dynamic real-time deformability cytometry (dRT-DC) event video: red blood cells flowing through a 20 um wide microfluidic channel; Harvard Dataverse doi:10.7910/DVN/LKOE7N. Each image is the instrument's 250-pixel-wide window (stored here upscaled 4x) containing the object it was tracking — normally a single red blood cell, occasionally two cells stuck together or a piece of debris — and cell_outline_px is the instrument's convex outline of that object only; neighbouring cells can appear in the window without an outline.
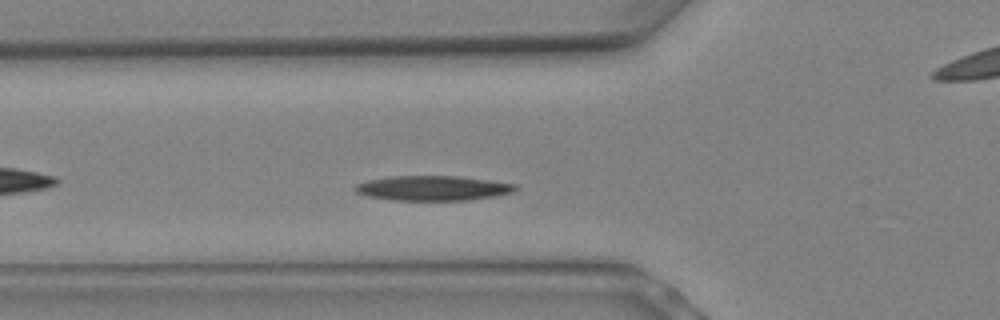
{"species": "Egyptian fruit bat (a non-hibernating species)", "species_latin": "Rousettus aegyptiacus", "temperature_condition": "warm", "stored_images_in_passage": 8, "camera_frame_rate_fps": 3000, "um_per_image_px": 0.085, "animal": {"sex": "female"}, "frame": {"image": 1, "passage_image": 5, "time_ms": 1.333, "image_size_px": [1000, 320], "cell_outline_px": [[520, 188], [512, 192], [496, 196], [468, 200], [392, 200], [368, 196], [356, 192], [352, 188], [356, 184], [368, 180], [392, 176], [460, 176], [516, 184]], "centroid_in_image_um": [36.8, 15.99], "position_along_channel_um": 89.0, "area_um2": 23.24}}